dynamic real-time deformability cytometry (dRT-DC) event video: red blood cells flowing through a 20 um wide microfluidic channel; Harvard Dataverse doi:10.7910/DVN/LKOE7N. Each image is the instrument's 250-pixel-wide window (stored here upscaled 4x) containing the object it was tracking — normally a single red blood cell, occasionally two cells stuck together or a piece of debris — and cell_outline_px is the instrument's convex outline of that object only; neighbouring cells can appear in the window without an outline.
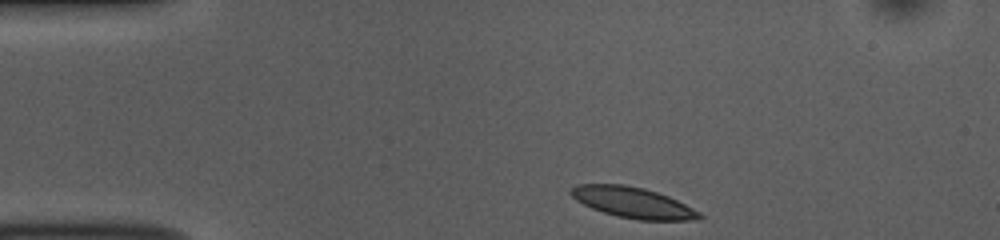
{"species": "common noctule bat (a hibernating species)", "species_latin": "Nyctalus noctula", "temperature_condition": "room temperature", "stored_images_in_passage": 37, "camera_frame_rate_fps": 3000, "um_per_image_px": 0.085, "animal": {"sex": "female", "body_mass_g": 10.0, "forearm_length_mm": 53.1}, "frame": {"image": 1, "passage_image": 1, "time_ms": 0.0, "image_size_px": [1000, 240], "cell_outline_px": [[704, 216], [688, 220], [636, 220], [616, 216], [592, 208], [576, 200], [568, 192], [576, 184], [624, 184], [644, 188], [668, 196], [700, 212]], "centroid_in_image_um": [53.76, 17.21], "position_along_channel_um": 31.2, "area_um2": 22.83}}
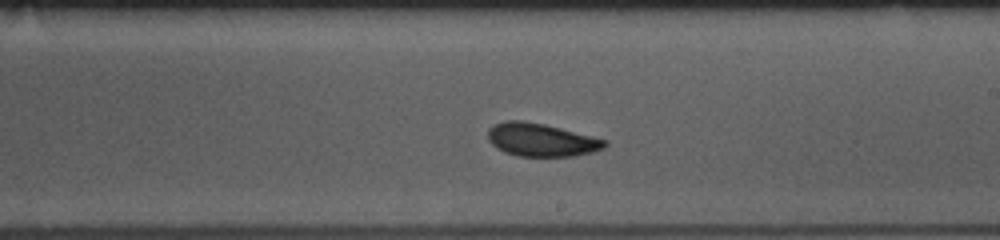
{"frame": {"image": 2, "passage_image": 22, "time_ms": 7.0, "image_size_px": [1000, 240], "cell_outline_px": [[608, 144], [604, 148], [592, 152], [572, 156], [516, 156], [504, 152], [496, 148], [488, 140], [488, 128], [492, 124], [504, 120], [524, 120], [544, 124], [608, 140]], "centroid_in_image_um": [45.97, 11.88], "position_along_channel_um": 243.0, "area_um2": 22.72}}
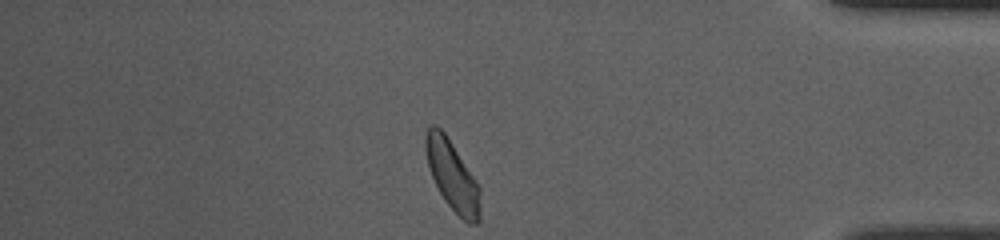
{"frame": {"image": 3, "passage_image": 37, "time_ms": 12.0, "image_size_px": [1000, 240], "cell_outline_px": [[480, 220], [476, 224], [468, 224], [444, 200], [432, 176], [428, 164], [424, 148], [424, 136], [428, 128], [432, 124], [436, 124], [444, 132], [476, 180], [480, 188]], "centroid_in_image_um": [38.44, 14.92], "position_along_channel_um": 396.8, "area_um2": 22.02}, "authors_computed_cell_mechanics": {"area_um2": 22.5998, "velocity_mm_per_s": 3.7175, "shape_relaxation_time_tau1_ms": 8.0241, "shape_relaxation_time_tau2_ms": 3.8203, "deformation_change_tau1": 0.2147, "deformation_change_tau2": 0.0816}}